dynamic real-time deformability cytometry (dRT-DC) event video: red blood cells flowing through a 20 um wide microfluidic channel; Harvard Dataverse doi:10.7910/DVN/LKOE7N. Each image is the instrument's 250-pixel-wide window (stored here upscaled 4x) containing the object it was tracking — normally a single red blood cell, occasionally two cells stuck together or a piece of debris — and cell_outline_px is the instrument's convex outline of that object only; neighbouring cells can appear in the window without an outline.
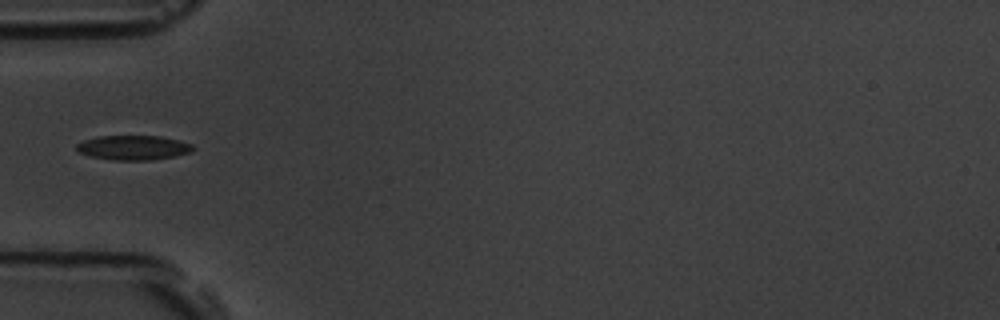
{"species": "common noctule bat (a hibernating species)", "species_latin": "Nyctalus noctula", "temperature_condition": "room temperature", "stored_images_in_passage": 37, "camera_frame_rate_fps": 3000, "um_per_image_px": 0.085, "animal": {"sex": "male", "body_mass_g": 19.5, "forearm_length_mm": 54.6}, "frame": {"image": 1, "passage_image": 1, "time_ms": 0.0, "image_size_px": [1000, 320], "cell_outline_px": [[196, 148], [188, 152], [176, 156], [152, 160], [112, 160], [92, 156], [80, 152], [76, 148], [76, 144], [84, 140], [100, 136], [160, 136], [192, 144]], "centroid_in_image_um": [11.34, 12.55], "position_along_channel_um": 73.7, "area_um2": 16.47}}
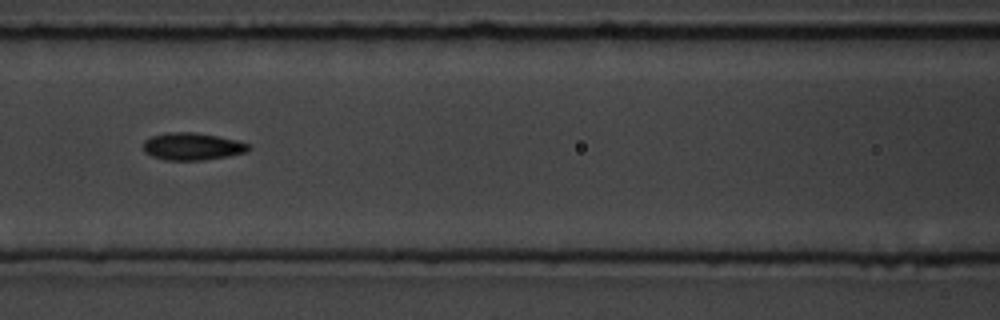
{"frame": {"image": 2, "passage_image": 7, "time_ms": 2.0, "image_size_px": [1000, 320], "cell_outline_px": [[252, 148], [244, 152], [228, 156], [204, 160], [164, 160], [152, 156], [144, 152], [144, 140], [152, 136], [168, 132], [196, 132], [236, 140], [248, 144]], "centroid_in_image_um": [16.32, 12.45], "position_along_channel_um": 150.3, "area_um2": 16.7}}
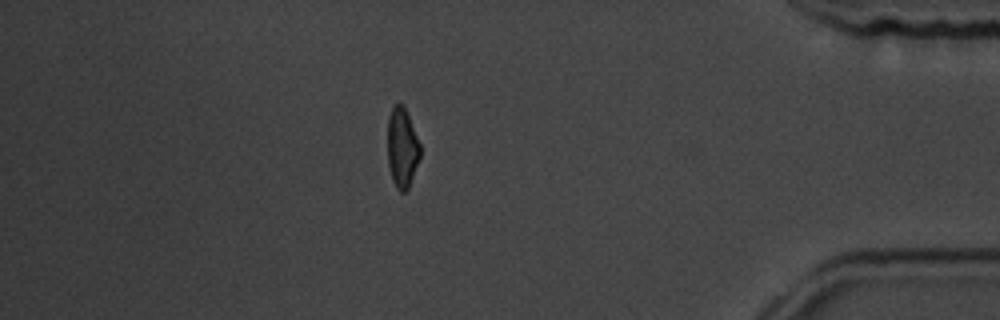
{"frame": {"image": 3, "passage_image": 30, "time_ms": 9.667, "image_size_px": [1000, 320], "cell_outline_px": [[420, 156], [408, 188], [404, 192], [400, 192], [396, 188], [392, 180], [388, 164], [388, 116], [392, 104], [404, 104], [420, 144]], "centroid_in_image_um": [34.16, 12.52], "position_along_channel_um": 401.0, "area_um2": 15.2}}